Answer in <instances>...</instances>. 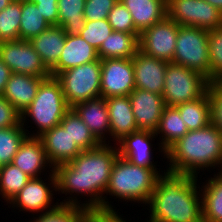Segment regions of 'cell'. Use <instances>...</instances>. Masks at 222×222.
Wrapping results in <instances>:
<instances>
[{
    "label": "cell",
    "instance_id": "cell-28",
    "mask_svg": "<svg viewBox=\"0 0 222 222\" xmlns=\"http://www.w3.org/2000/svg\"><path fill=\"white\" fill-rule=\"evenodd\" d=\"M58 26L66 35H80L85 27V0H58Z\"/></svg>",
    "mask_w": 222,
    "mask_h": 222
},
{
    "label": "cell",
    "instance_id": "cell-21",
    "mask_svg": "<svg viewBox=\"0 0 222 222\" xmlns=\"http://www.w3.org/2000/svg\"><path fill=\"white\" fill-rule=\"evenodd\" d=\"M110 121V138L117 144L125 136L138 131L129 96L106 98Z\"/></svg>",
    "mask_w": 222,
    "mask_h": 222
},
{
    "label": "cell",
    "instance_id": "cell-47",
    "mask_svg": "<svg viewBox=\"0 0 222 222\" xmlns=\"http://www.w3.org/2000/svg\"><path fill=\"white\" fill-rule=\"evenodd\" d=\"M14 1L23 2V1H31V0H14Z\"/></svg>",
    "mask_w": 222,
    "mask_h": 222
},
{
    "label": "cell",
    "instance_id": "cell-45",
    "mask_svg": "<svg viewBox=\"0 0 222 222\" xmlns=\"http://www.w3.org/2000/svg\"><path fill=\"white\" fill-rule=\"evenodd\" d=\"M205 1L213 5L222 13V0H205Z\"/></svg>",
    "mask_w": 222,
    "mask_h": 222
},
{
    "label": "cell",
    "instance_id": "cell-3",
    "mask_svg": "<svg viewBox=\"0 0 222 222\" xmlns=\"http://www.w3.org/2000/svg\"><path fill=\"white\" fill-rule=\"evenodd\" d=\"M166 158L170 162L166 171L172 173L198 177L200 170L212 167L221 172L222 133L212 124L190 130L166 151Z\"/></svg>",
    "mask_w": 222,
    "mask_h": 222
},
{
    "label": "cell",
    "instance_id": "cell-40",
    "mask_svg": "<svg viewBox=\"0 0 222 222\" xmlns=\"http://www.w3.org/2000/svg\"><path fill=\"white\" fill-rule=\"evenodd\" d=\"M118 0H85L84 18L85 20L97 21L107 19Z\"/></svg>",
    "mask_w": 222,
    "mask_h": 222
},
{
    "label": "cell",
    "instance_id": "cell-22",
    "mask_svg": "<svg viewBox=\"0 0 222 222\" xmlns=\"http://www.w3.org/2000/svg\"><path fill=\"white\" fill-rule=\"evenodd\" d=\"M48 77L12 73L2 96L21 114L34 100L41 82Z\"/></svg>",
    "mask_w": 222,
    "mask_h": 222
},
{
    "label": "cell",
    "instance_id": "cell-16",
    "mask_svg": "<svg viewBox=\"0 0 222 222\" xmlns=\"http://www.w3.org/2000/svg\"><path fill=\"white\" fill-rule=\"evenodd\" d=\"M39 138L43 142L47 158L53 168L72 161L82 152L75 141H72L68 131L60 124L45 131Z\"/></svg>",
    "mask_w": 222,
    "mask_h": 222
},
{
    "label": "cell",
    "instance_id": "cell-32",
    "mask_svg": "<svg viewBox=\"0 0 222 222\" xmlns=\"http://www.w3.org/2000/svg\"><path fill=\"white\" fill-rule=\"evenodd\" d=\"M30 179L12 163L0 166V194L5 202L10 203Z\"/></svg>",
    "mask_w": 222,
    "mask_h": 222
},
{
    "label": "cell",
    "instance_id": "cell-39",
    "mask_svg": "<svg viewBox=\"0 0 222 222\" xmlns=\"http://www.w3.org/2000/svg\"><path fill=\"white\" fill-rule=\"evenodd\" d=\"M211 124L222 133V81L210 82L207 89Z\"/></svg>",
    "mask_w": 222,
    "mask_h": 222
},
{
    "label": "cell",
    "instance_id": "cell-2",
    "mask_svg": "<svg viewBox=\"0 0 222 222\" xmlns=\"http://www.w3.org/2000/svg\"><path fill=\"white\" fill-rule=\"evenodd\" d=\"M197 181L198 177L189 174H161L147 204L151 212L147 222H203Z\"/></svg>",
    "mask_w": 222,
    "mask_h": 222
},
{
    "label": "cell",
    "instance_id": "cell-8",
    "mask_svg": "<svg viewBox=\"0 0 222 222\" xmlns=\"http://www.w3.org/2000/svg\"><path fill=\"white\" fill-rule=\"evenodd\" d=\"M209 80L184 66L168 63L162 93L166 106H176L201 98L208 89Z\"/></svg>",
    "mask_w": 222,
    "mask_h": 222
},
{
    "label": "cell",
    "instance_id": "cell-12",
    "mask_svg": "<svg viewBox=\"0 0 222 222\" xmlns=\"http://www.w3.org/2000/svg\"><path fill=\"white\" fill-rule=\"evenodd\" d=\"M179 26L166 16L140 34L139 50L146 55L172 63Z\"/></svg>",
    "mask_w": 222,
    "mask_h": 222
},
{
    "label": "cell",
    "instance_id": "cell-38",
    "mask_svg": "<svg viewBox=\"0 0 222 222\" xmlns=\"http://www.w3.org/2000/svg\"><path fill=\"white\" fill-rule=\"evenodd\" d=\"M107 20L113 31L140 34L133 24L131 13L119 0L109 12Z\"/></svg>",
    "mask_w": 222,
    "mask_h": 222
},
{
    "label": "cell",
    "instance_id": "cell-26",
    "mask_svg": "<svg viewBox=\"0 0 222 222\" xmlns=\"http://www.w3.org/2000/svg\"><path fill=\"white\" fill-rule=\"evenodd\" d=\"M140 34L113 31L101 44L99 59L132 58L139 51Z\"/></svg>",
    "mask_w": 222,
    "mask_h": 222
},
{
    "label": "cell",
    "instance_id": "cell-1",
    "mask_svg": "<svg viewBox=\"0 0 222 222\" xmlns=\"http://www.w3.org/2000/svg\"><path fill=\"white\" fill-rule=\"evenodd\" d=\"M101 144L91 150H83L72 161L54 168L57 181V192L66 197L62 205L80 206L90 211L116 212L106 200L105 194L111 170L119 156L116 145ZM74 193V195H73ZM83 194L90 197L80 203L77 197ZM75 196V197H74ZM70 197V198H69ZM106 200V201H105ZM86 202V203H85Z\"/></svg>",
    "mask_w": 222,
    "mask_h": 222
},
{
    "label": "cell",
    "instance_id": "cell-9",
    "mask_svg": "<svg viewBox=\"0 0 222 222\" xmlns=\"http://www.w3.org/2000/svg\"><path fill=\"white\" fill-rule=\"evenodd\" d=\"M167 17L182 26L205 30L222 27V13L205 0H166Z\"/></svg>",
    "mask_w": 222,
    "mask_h": 222
},
{
    "label": "cell",
    "instance_id": "cell-31",
    "mask_svg": "<svg viewBox=\"0 0 222 222\" xmlns=\"http://www.w3.org/2000/svg\"><path fill=\"white\" fill-rule=\"evenodd\" d=\"M50 26L35 3L31 1L21 2L19 40L30 41Z\"/></svg>",
    "mask_w": 222,
    "mask_h": 222
},
{
    "label": "cell",
    "instance_id": "cell-23",
    "mask_svg": "<svg viewBox=\"0 0 222 222\" xmlns=\"http://www.w3.org/2000/svg\"><path fill=\"white\" fill-rule=\"evenodd\" d=\"M131 13L133 24L141 34L167 16L166 0H119Z\"/></svg>",
    "mask_w": 222,
    "mask_h": 222
},
{
    "label": "cell",
    "instance_id": "cell-13",
    "mask_svg": "<svg viewBox=\"0 0 222 222\" xmlns=\"http://www.w3.org/2000/svg\"><path fill=\"white\" fill-rule=\"evenodd\" d=\"M101 97L129 96L135 89L132 58L101 59Z\"/></svg>",
    "mask_w": 222,
    "mask_h": 222
},
{
    "label": "cell",
    "instance_id": "cell-33",
    "mask_svg": "<svg viewBox=\"0 0 222 222\" xmlns=\"http://www.w3.org/2000/svg\"><path fill=\"white\" fill-rule=\"evenodd\" d=\"M28 129L18 126L0 129V166L12 163L20 144L29 136Z\"/></svg>",
    "mask_w": 222,
    "mask_h": 222
},
{
    "label": "cell",
    "instance_id": "cell-30",
    "mask_svg": "<svg viewBox=\"0 0 222 222\" xmlns=\"http://www.w3.org/2000/svg\"><path fill=\"white\" fill-rule=\"evenodd\" d=\"M60 125L68 131L72 141H75L82 151L91 150L101 145L72 108L65 113Z\"/></svg>",
    "mask_w": 222,
    "mask_h": 222
},
{
    "label": "cell",
    "instance_id": "cell-43",
    "mask_svg": "<svg viewBox=\"0 0 222 222\" xmlns=\"http://www.w3.org/2000/svg\"><path fill=\"white\" fill-rule=\"evenodd\" d=\"M117 212L90 211L83 222H126Z\"/></svg>",
    "mask_w": 222,
    "mask_h": 222
},
{
    "label": "cell",
    "instance_id": "cell-42",
    "mask_svg": "<svg viewBox=\"0 0 222 222\" xmlns=\"http://www.w3.org/2000/svg\"><path fill=\"white\" fill-rule=\"evenodd\" d=\"M51 26H58V0H31Z\"/></svg>",
    "mask_w": 222,
    "mask_h": 222
},
{
    "label": "cell",
    "instance_id": "cell-5",
    "mask_svg": "<svg viewBox=\"0 0 222 222\" xmlns=\"http://www.w3.org/2000/svg\"><path fill=\"white\" fill-rule=\"evenodd\" d=\"M69 109L60 81L50 76L41 82L36 97L21 113V124L26 127V119L33 120L31 123L35 124L38 130L36 129V134H29V137H39L59 125Z\"/></svg>",
    "mask_w": 222,
    "mask_h": 222
},
{
    "label": "cell",
    "instance_id": "cell-6",
    "mask_svg": "<svg viewBox=\"0 0 222 222\" xmlns=\"http://www.w3.org/2000/svg\"><path fill=\"white\" fill-rule=\"evenodd\" d=\"M172 63L196 71L211 82L208 30L180 25Z\"/></svg>",
    "mask_w": 222,
    "mask_h": 222
},
{
    "label": "cell",
    "instance_id": "cell-37",
    "mask_svg": "<svg viewBox=\"0 0 222 222\" xmlns=\"http://www.w3.org/2000/svg\"><path fill=\"white\" fill-rule=\"evenodd\" d=\"M112 32L113 29L107 19L97 21L86 20L85 27L81 30L80 36L98 51L101 44Z\"/></svg>",
    "mask_w": 222,
    "mask_h": 222
},
{
    "label": "cell",
    "instance_id": "cell-20",
    "mask_svg": "<svg viewBox=\"0 0 222 222\" xmlns=\"http://www.w3.org/2000/svg\"><path fill=\"white\" fill-rule=\"evenodd\" d=\"M98 60L97 50L80 35H66L63 51L50 74L56 77L62 71Z\"/></svg>",
    "mask_w": 222,
    "mask_h": 222
},
{
    "label": "cell",
    "instance_id": "cell-7",
    "mask_svg": "<svg viewBox=\"0 0 222 222\" xmlns=\"http://www.w3.org/2000/svg\"><path fill=\"white\" fill-rule=\"evenodd\" d=\"M56 78L61 83L70 108L80 102L101 97V59L62 71Z\"/></svg>",
    "mask_w": 222,
    "mask_h": 222
},
{
    "label": "cell",
    "instance_id": "cell-14",
    "mask_svg": "<svg viewBox=\"0 0 222 222\" xmlns=\"http://www.w3.org/2000/svg\"><path fill=\"white\" fill-rule=\"evenodd\" d=\"M129 99L137 128L139 130L155 132L166 107L163 96L135 88L129 94Z\"/></svg>",
    "mask_w": 222,
    "mask_h": 222
},
{
    "label": "cell",
    "instance_id": "cell-29",
    "mask_svg": "<svg viewBox=\"0 0 222 222\" xmlns=\"http://www.w3.org/2000/svg\"><path fill=\"white\" fill-rule=\"evenodd\" d=\"M180 113L182 120L190 130H197L211 124L210 102L207 92L197 100L174 106Z\"/></svg>",
    "mask_w": 222,
    "mask_h": 222
},
{
    "label": "cell",
    "instance_id": "cell-34",
    "mask_svg": "<svg viewBox=\"0 0 222 222\" xmlns=\"http://www.w3.org/2000/svg\"><path fill=\"white\" fill-rule=\"evenodd\" d=\"M21 2L12 1L0 11V42L19 40Z\"/></svg>",
    "mask_w": 222,
    "mask_h": 222
},
{
    "label": "cell",
    "instance_id": "cell-15",
    "mask_svg": "<svg viewBox=\"0 0 222 222\" xmlns=\"http://www.w3.org/2000/svg\"><path fill=\"white\" fill-rule=\"evenodd\" d=\"M135 88L162 95L168 62L141 52L132 57Z\"/></svg>",
    "mask_w": 222,
    "mask_h": 222
},
{
    "label": "cell",
    "instance_id": "cell-27",
    "mask_svg": "<svg viewBox=\"0 0 222 222\" xmlns=\"http://www.w3.org/2000/svg\"><path fill=\"white\" fill-rule=\"evenodd\" d=\"M200 189L203 222H222V172L214 173Z\"/></svg>",
    "mask_w": 222,
    "mask_h": 222
},
{
    "label": "cell",
    "instance_id": "cell-24",
    "mask_svg": "<svg viewBox=\"0 0 222 222\" xmlns=\"http://www.w3.org/2000/svg\"><path fill=\"white\" fill-rule=\"evenodd\" d=\"M66 33L61 26H50L29 42L50 71L57 63L65 44Z\"/></svg>",
    "mask_w": 222,
    "mask_h": 222
},
{
    "label": "cell",
    "instance_id": "cell-10",
    "mask_svg": "<svg viewBox=\"0 0 222 222\" xmlns=\"http://www.w3.org/2000/svg\"><path fill=\"white\" fill-rule=\"evenodd\" d=\"M50 171L48 184L45 182V179L43 181L42 177L31 178L19 191V193L10 201V207L12 206L14 209L15 207H19V211L25 212H41L40 214L57 208L60 204L58 202L53 204V193L54 191L57 192L56 175L54 170Z\"/></svg>",
    "mask_w": 222,
    "mask_h": 222
},
{
    "label": "cell",
    "instance_id": "cell-25",
    "mask_svg": "<svg viewBox=\"0 0 222 222\" xmlns=\"http://www.w3.org/2000/svg\"><path fill=\"white\" fill-rule=\"evenodd\" d=\"M188 131L179 111L174 106H166L155 131L156 137L160 134L159 139H161V143H159V152H162L164 159L166 151Z\"/></svg>",
    "mask_w": 222,
    "mask_h": 222
},
{
    "label": "cell",
    "instance_id": "cell-11",
    "mask_svg": "<svg viewBox=\"0 0 222 222\" xmlns=\"http://www.w3.org/2000/svg\"><path fill=\"white\" fill-rule=\"evenodd\" d=\"M0 58L12 73L35 77H50V71L29 41H1Z\"/></svg>",
    "mask_w": 222,
    "mask_h": 222
},
{
    "label": "cell",
    "instance_id": "cell-18",
    "mask_svg": "<svg viewBox=\"0 0 222 222\" xmlns=\"http://www.w3.org/2000/svg\"><path fill=\"white\" fill-rule=\"evenodd\" d=\"M71 108L101 144H111L110 141H106L110 137V121L105 98L99 97L80 102ZM106 134L109 137L106 138Z\"/></svg>",
    "mask_w": 222,
    "mask_h": 222
},
{
    "label": "cell",
    "instance_id": "cell-35",
    "mask_svg": "<svg viewBox=\"0 0 222 222\" xmlns=\"http://www.w3.org/2000/svg\"><path fill=\"white\" fill-rule=\"evenodd\" d=\"M89 209L80 206L62 205L46 213L37 215L30 222H83ZM35 219V220H34Z\"/></svg>",
    "mask_w": 222,
    "mask_h": 222
},
{
    "label": "cell",
    "instance_id": "cell-41",
    "mask_svg": "<svg viewBox=\"0 0 222 222\" xmlns=\"http://www.w3.org/2000/svg\"><path fill=\"white\" fill-rule=\"evenodd\" d=\"M21 123V114L14 106L0 95V129L18 126Z\"/></svg>",
    "mask_w": 222,
    "mask_h": 222
},
{
    "label": "cell",
    "instance_id": "cell-19",
    "mask_svg": "<svg viewBox=\"0 0 222 222\" xmlns=\"http://www.w3.org/2000/svg\"><path fill=\"white\" fill-rule=\"evenodd\" d=\"M12 164L31 178L39 177L46 168L54 170L47 158L43 142L39 137L27 136L13 157Z\"/></svg>",
    "mask_w": 222,
    "mask_h": 222
},
{
    "label": "cell",
    "instance_id": "cell-17",
    "mask_svg": "<svg viewBox=\"0 0 222 222\" xmlns=\"http://www.w3.org/2000/svg\"><path fill=\"white\" fill-rule=\"evenodd\" d=\"M155 132L138 130L130 135L125 136L116 145L119 156L130 161L132 164L149 168L158 169L152 161L153 147L151 140L155 137Z\"/></svg>",
    "mask_w": 222,
    "mask_h": 222
},
{
    "label": "cell",
    "instance_id": "cell-44",
    "mask_svg": "<svg viewBox=\"0 0 222 222\" xmlns=\"http://www.w3.org/2000/svg\"><path fill=\"white\" fill-rule=\"evenodd\" d=\"M12 74L11 69L0 58V95L3 94L8 79Z\"/></svg>",
    "mask_w": 222,
    "mask_h": 222
},
{
    "label": "cell",
    "instance_id": "cell-4",
    "mask_svg": "<svg viewBox=\"0 0 222 222\" xmlns=\"http://www.w3.org/2000/svg\"><path fill=\"white\" fill-rule=\"evenodd\" d=\"M160 175V170L141 167L118 156L113 164L105 194L147 206Z\"/></svg>",
    "mask_w": 222,
    "mask_h": 222
},
{
    "label": "cell",
    "instance_id": "cell-36",
    "mask_svg": "<svg viewBox=\"0 0 222 222\" xmlns=\"http://www.w3.org/2000/svg\"><path fill=\"white\" fill-rule=\"evenodd\" d=\"M211 82L222 81V27L208 31Z\"/></svg>",
    "mask_w": 222,
    "mask_h": 222
},
{
    "label": "cell",
    "instance_id": "cell-46",
    "mask_svg": "<svg viewBox=\"0 0 222 222\" xmlns=\"http://www.w3.org/2000/svg\"><path fill=\"white\" fill-rule=\"evenodd\" d=\"M13 0H0V11L5 9Z\"/></svg>",
    "mask_w": 222,
    "mask_h": 222
}]
</instances>
